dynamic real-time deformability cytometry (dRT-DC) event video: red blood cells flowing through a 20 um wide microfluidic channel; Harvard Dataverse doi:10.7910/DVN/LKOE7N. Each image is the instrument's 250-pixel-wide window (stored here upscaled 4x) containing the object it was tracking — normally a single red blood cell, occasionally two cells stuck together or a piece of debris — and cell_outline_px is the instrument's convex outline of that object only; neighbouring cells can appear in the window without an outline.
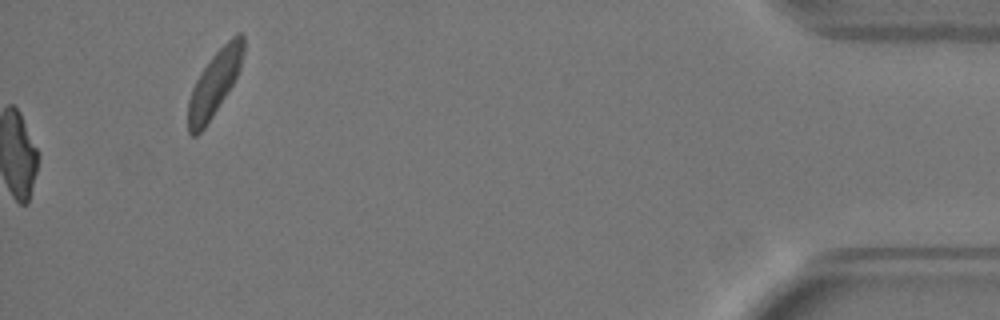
{"species": "Egyptian fruit bat (a non-hibernating species)", "species_latin": "Rousettus aegyptiacus", "temperature_condition": "warm", "stored_images_in_passage": 51, "camera_frame_rate_fps": 3000, "um_per_image_px": 0.085, "animal": {"sex": "female"}, "frame": {"image": 1, "passage_image": 51, "time_ms": 16.667, "image_size_px": [1000, 320], "cell_outline_px": [[244, 52], [240, 68], [232, 84], [212, 116], [204, 128], [196, 136], [192, 136], [188, 132], [188, 100], [192, 88], [200, 72], [212, 56], [236, 32], [244, 32]], "centroid_in_image_um": [18.23, 7.05], "position_along_channel_um": 417.0, "area_um2": 20.69}, "authors_computed_cell_mechanics": {"area_um2": 21.964, "velocity_mm_per_s": 4.1077, "shape_relaxation_time_tau1_ms": 10.9777, "shape_relaxation_time_tau2_ms": 1.4083, "deformation_change_tau1": 0.2891, "deformation_change_tau2": 0.0825}}